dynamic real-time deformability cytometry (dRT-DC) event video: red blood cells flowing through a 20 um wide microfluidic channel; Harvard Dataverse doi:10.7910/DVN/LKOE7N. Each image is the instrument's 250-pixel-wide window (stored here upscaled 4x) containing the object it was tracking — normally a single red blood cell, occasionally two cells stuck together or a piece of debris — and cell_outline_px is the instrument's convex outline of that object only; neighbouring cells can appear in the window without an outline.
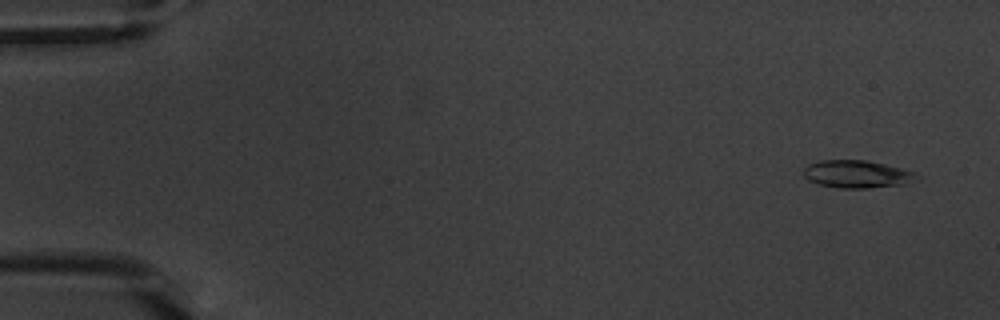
{"species": "common noctule bat (a hibernating species)", "species_latin": "Nyctalus noctula", "temperature_condition": "warm", "stored_images_in_passage": 30, "camera_frame_rate_fps": 3000, "um_per_image_px": 0.085, "animal": {"sex": "male", "body_mass_g": 20.1, "forearm_length_mm": 53.5}, "frame": {"image": 1, "passage_image": 4, "time_ms": 1.0, "image_size_px": [1000, 320], "cell_outline_px": [[924, 176], [920, 180], [904, 184], [868, 188], [840, 188], [820, 184], [808, 180], [804, 176], [804, 168], [808, 164], [820, 160], [864, 160], [884, 164], [900, 168]], "centroid_in_image_um": [72.89, 14.8], "position_along_channel_um": 12.1, "area_um2": 18.26}}
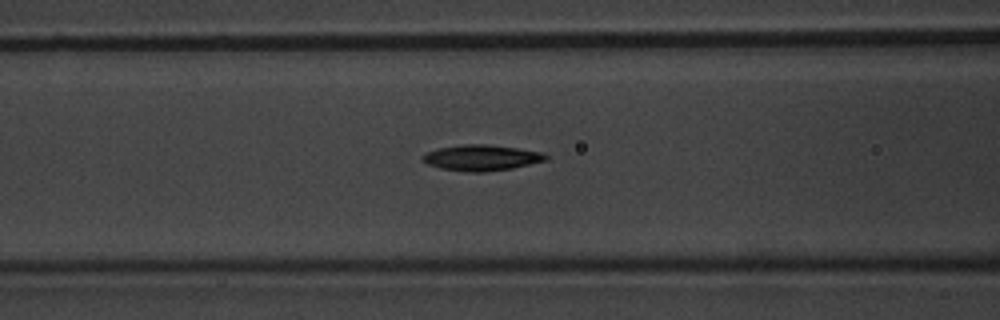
{"frame": {"image": 2, "passage_image": 23, "time_ms": 7.333, "image_size_px": [1000, 320], "cell_outline_px": [[548, 160], [512, 168], [484, 172], [468, 172], [440, 168], [428, 164], [420, 156], [424, 152], [440, 148], [464, 144], [484, 144], [516, 148], [540, 152], [548, 156]], "centroid_in_image_um": [40.9, 13.41], "position_along_channel_um": 125.7, "area_um2": 18.38}}
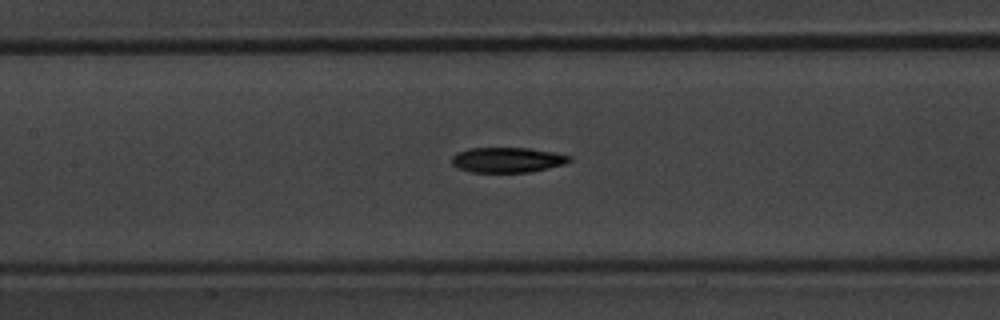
{"frame": {"image": 3, "passage_image": 26, "time_ms": 8.333, "image_size_px": [1000, 320], "cell_outline_px": [[572, 160], [564, 164], [548, 168], [528, 172], [472, 172], [456, 168], [452, 164], [452, 156], [456, 152], [468, 148], [528, 148], [556, 152], [572, 156]], "centroid_in_image_um": [43.12, 13.58], "position_along_channel_um": 164.3, "area_um2": 17.4}}